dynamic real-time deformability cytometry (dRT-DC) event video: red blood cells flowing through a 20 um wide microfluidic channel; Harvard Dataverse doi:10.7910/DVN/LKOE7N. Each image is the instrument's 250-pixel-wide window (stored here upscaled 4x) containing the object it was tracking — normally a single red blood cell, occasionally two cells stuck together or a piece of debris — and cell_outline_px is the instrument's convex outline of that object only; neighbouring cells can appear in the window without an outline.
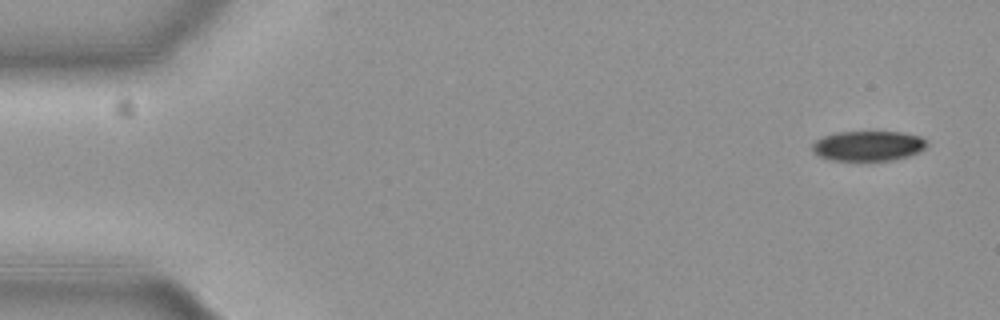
{"species": "common noctule bat (a hibernating species)", "species_latin": "Nyctalus noctula", "temperature_condition": "cold", "stored_images_in_passage": 54, "camera_frame_rate_fps": 3000, "um_per_image_px": 0.085, "animal": {"sex": "female", "body_mass_g": 19.3, "forearm_length_mm": 54.1}, "frame": {"image": 1, "passage_image": 1, "time_ms": 0.0, "image_size_px": [1000, 320], "cell_outline_px": [[928, 144], [924, 148], [908, 156], [892, 160], [832, 160], [820, 156], [812, 148], [812, 144], [816, 140], [824, 136], [836, 132], [900, 132], [920, 136], [928, 140]], "centroid_in_image_um": [73.82, 12.39], "position_along_channel_um": 11.2, "area_um2": 19.83}}
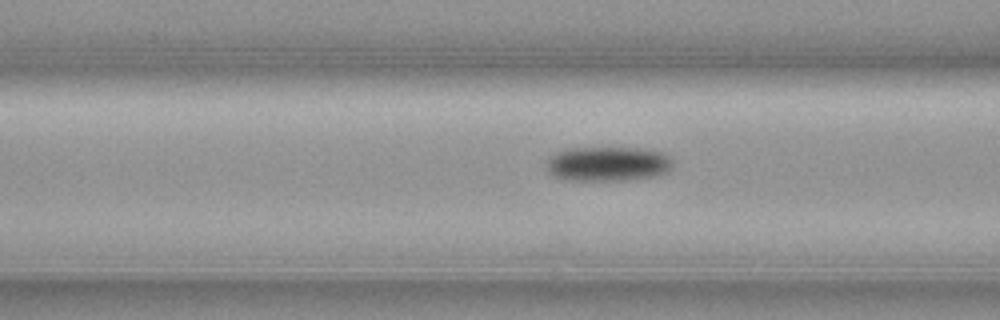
{"frame": {"image": 2, "passage_image": 20, "time_ms": 6.333, "image_size_px": [1000, 320], "cell_outline_px": [[672, 164], [664, 172], [652, 176], [628, 180], [572, 180], [552, 176], [548, 172], [548, 160], [556, 152], [568, 148], [644, 148], [664, 152], [672, 160]], "centroid_in_image_um": [51.66, 13.91], "position_along_channel_um": 114.9, "area_um2": 25.26}}
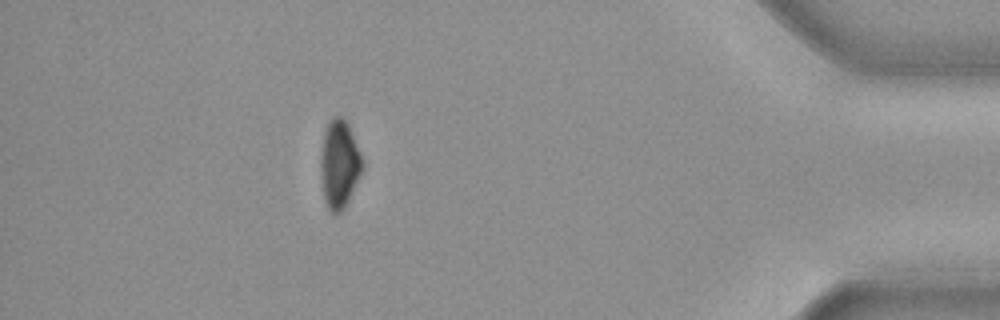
{"frame": {"image": 3, "passage_image": 48, "time_ms": 15.667, "image_size_px": [1000, 320], "cell_outline_px": [[364, 164], [360, 176], [344, 208], [336, 216], [328, 208], [324, 200], [320, 172], [320, 160], [324, 132], [328, 124], [336, 116], [340, 116], [348, 124], [360, 152]], "centroid_in_image_um": [28.84, 13.99], "position_along_channel_um": 406.4, "area_um2": 21.21}, "authors_computed_cell_mechanics": {"area_um2": 23.5246, "velocity_mm_per_s": 3.7059, "shape_relaxation_time_tau1_ms": 8.6195, "shape_relaxation_time_tau2_ms": null, "deformation_change_tau1": 0.1615, "deformation_change_tau2": null}}